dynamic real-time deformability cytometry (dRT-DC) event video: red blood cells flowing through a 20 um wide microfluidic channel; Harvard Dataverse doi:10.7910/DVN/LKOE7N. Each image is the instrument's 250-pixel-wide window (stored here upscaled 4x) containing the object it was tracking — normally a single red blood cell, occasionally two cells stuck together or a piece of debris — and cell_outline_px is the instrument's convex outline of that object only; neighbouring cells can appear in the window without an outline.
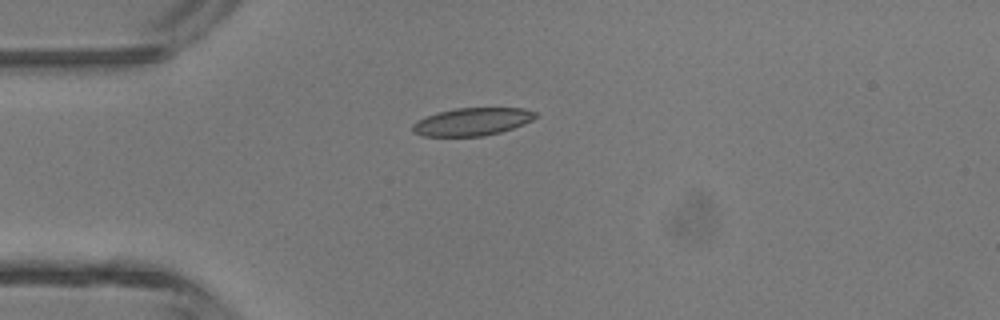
{"species": "common noctule bat (a hibernating species)", "species_latin": "Nyctalus noctula", "temperature_condition": "room temperature", "stored_images_in_passage": 3, "camera_frame_rate_fps": 3000, "um_per_image_px": 0.085, "animal": {"sex": "male", "body_mass_g": 13.3}, "frame": {"image": 1, "passage_image": 2, "time_ms": 0.333, "image_size_px": [1000, 320], "cell_outline_px": [[536, 116], [532, 120], [524, 124], [500, 132], [484, 136], [424, 136], [412, 132], [412, 124], [416, 120], [440, 112], [456, 108], [524, 108], [536, 112]], "centroid_in_image_um": [40.13, 10.35], "position_along_channel_um": 44.9, "area_um2": 19.77}}